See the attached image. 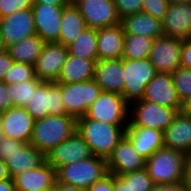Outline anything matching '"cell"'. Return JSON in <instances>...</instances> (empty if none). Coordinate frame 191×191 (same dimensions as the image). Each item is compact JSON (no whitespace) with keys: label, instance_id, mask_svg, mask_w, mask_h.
Wrapping results in <instances>:
<instances>
[{"label":"cell","instance_id":"obj_34","mask_svg":"<svg viewBox=\"0 0 191 191\" xmlns=\"http://www.w3.org/2000/svg\"><path fill=\"white\" fill-rule=\"evenodd\" d=\"M36 77L34 66L27 63L15 62L6 72L3 82L8 84L32 80Z\"/></svg>","mask_w":191,"mask_h":191},{"label":"cell","instance_id":"obj_49","mask_svg":"<svg viewBox=\"0 0 191 191\" xmlns=\"http://www.w3.org/2000/svg\"><path fill=\"white\" fill-rule=\"evenodd\" d=\"M34 3L48 4L54 6H68L71 0H34Z\"/></svg>","mask_w":191,"mask_h":191},{"label":"cell","instance_id":"obj_39","mask_svg":"<svg viewBox=\"0 0 191 191\" xmlns=\"http://www.w3.org/2000/svg\"><path fill=\"white\" fill-rule=\"evenodd\" d=\"M22 144L23 142L18 140L2 137L0 139V159L5 161Z\"/></svg>","mask_w":191,"mask_h":191},{"label":"cell","instance_id":"obj_30","mask_svg":"<svg viewBox=\"0 0 191 191\" xmlns=\"http://www.w3.org/2000/svg\"><path fill=\"white\" fill-rule=\"evenodd\" d=\"M67 48L74 57L97 60V29L87 27Z\"/></svg>","mask_w":191,"mask_h":191},{"label":"cell","instance_id":"obj_46","mask_svg":"<svg viewBox=\"0 0 191 191\" xmlns=\"http://www.w3.org/2000/svg\"><path fill=\"white\" fill-rule=\"evenodd\" d=\"M51 191H85V190L74 185L55 181V184Z\"/></svg>","mask_w":191,"mask_h":191},{"label":"cell","instance_id":"obj_48","mask_svg":"<svg viewBox=\"0 0 191 191\" xmlns=\"http://www.w3.org/2000/svg\"><path fill=\"white\" fill-rule=\"evenodd\" d=\"M0 191H17L14 180L10 177L0 181Z\"/></svg>","mask_w":191,"mask_h":191},{"label":"cell","instance_id":"obj_11","mask_svg":"<svg viewBox=\"0 0 191 191\" xmlns=\"http://www.w3.org/2000/svg\"><path fill=\"white\" fill-rule=\"evenodd\" d=\"M182 39L162 35L153 40L149 60L156 72L173 73L181 64Z\"/></svg>","mask_w":191,"mask_h":191},{"label":"cell","instance_id":"obj_35","mask_svg":"<svg viewBox=\"0 0 191 191\" xmlns=\"http://www.w3.org/2000/svg\"><path fill=\"white\" fill-rule=\"evenodd\" d=\"M171 76L178 97L183 102L186 98L191 96V69L178 67L171 73Z\"/></svg>","mask_w":191,"mask_h":191},{"label":"cell","instance_id":"obj_32","mask_svg":"<svg viewBox=\"0 0 191 191\" xmlns=\"http://www.w3.org/2000/svg\"><path fill=\"white\" fill-rule=\"evenodd\" d=\"M42 81L36 76L32 80H26L24 82L12 83L7 85V92L13 103V106L26 107L30 103L33 90Z\"/></svg>","mask_w":191,"mask_h":191},{"label":"cell","instance_id":"obj_54","mask_svg":"<svg viewBox=\"0 0 191 191\" xmlns=\"http://www.w3.org/2000/svg\"><path fill=\"white\" fill-rule=\"evenodd\" d=\"M4 137V133H3V128H2V121H1V116H0V139Z\"/></svg>","mask_w":191,"mask_h":191},{"label":"cell","instance_id":"obj_19","mask_svg":"<svg viewBox=\"0 0 191 191\" xmlns=\"http://www.w3.org/2000/svg\"><path fill=\"white\" fill-rule=\"evenodd\" d=\"M165 36L186 39L191 36V3L171 4L162 20Z\"/></svg>","mask_w":191,"mask_h":191},{"label":"cell","instance_id":"obj_8","mask_svg":"<svg viewBox=\"0 0 191 191\" xmlns=\"http://www.w3.org/2000/svg\"><path fill=\"white\" fill-rule=\"evenodd\" d=\"M34 120L48 115L65 114L61 98V83L42 81L32 92L30 103L25 107Z\"/></svg>","mask_w":191,"mask_h":191},{"label":"cell","instance_id":"obj_50","mask_svg":"<svg viewBox=\"0 0 191 191\" xmlns=\"http://www.w3.org/2000/svg\"><path fill=\"white\" fill-rule=\"evenodd\" d=\"M10 178L6 162L0 159V181Z\"/></svg>","mask_w":191,"mask_h":191},{"label":"cell","instance_id":"obj_31","mask_svg":"<svg viewBox=\"0 0 191 191\" xmlns=\"http://www.w3.org/2000/svg\"><path fill=\"white\" fill-rule=\"evenodd\" d=\"M152 38L139 35H125L122 59H147L150 55Z\"/></svg>","mask_w":191,"mask_h":191},{"label":"cell","instance_id":"obj_41","mask_svg":"<svg viewBox=\"0 0 191 191\" xmlns=\"http://www.w3.org/2000/svg\"><path fill=\"white\" fill-rule=\"evenodd\" d=\"M180 67L191 69V38L183 40Z\"/></svg>","mask_w":191,"mask_h":191},{"label":"cell","instance_id":"obj_23","mask_svg":"<svg viewBox=\"0 0 191 191\" xmlns=\"http://www.w3.org/2000/svg\"><path fill=\"white\" fill-rule=\"evenodd\" d=\"M13 180L17 191H51L56 181V169L46 161L38 168L23 172Z\"/></svg>","mask_w":191,"mask_h":191},{"label":"cell","instance_id":"obj_28","mask_svg":"<svg viewBox=\"0 0 191 191\" xmlns=\"http://www.w3.org/2000/svg\"><path fill=\"white\" fill-rule=\"evenodd\" d=\"M87 29L86 22L80 11L71 2L64 8L61 21L59 43L67 46L75 41Z\"/></svg>","mask_w":191,"mask_h":191},{"label":"cell","instance_id":"obj_51","mask_svg":"<svg viewBox=\"0 0 191 191\" xmlns=\"http://www.w3.org/2000/svg\"><path fill=\"white\" fill-rule=\"evenodd\" d=\"M181 111L183 113H186L188 115H191V96H189L188 98H186L183 102H182V109Z\"/></svg>","mask_w":191,"mask_h":191},{"label":"cell","instance_id":"obj_36","mask_svg":"<svg viewBox=\"0 0 191 191\" xmlns=\"http://www.w3.org/2000/svg\"><path fill=\"white\" fill-rule=\"evenodd\" d=\"M114 5L120 19L143 10V0H114Z\"/></svg>","mask_w":191,"mask_h":191},{"label":"cell","instance_id":"obj_40","mask_svg":"<svg viewBox=\"0 0 191 191\" xmlns=\"http://www.w3.org/2000/svg\"><path fill=\"white\" fill-rule=\"evenodd\" d=\"M85 191H113V174L108 173Z\"/></svg>","mask_w":191,"mask_h":191},{"label":"cell","instance_id":"obj_22","mask_svg":"<svg viewBox=\"0 0 191 191\" xmlns=\"http://www.w3.org/2000/svg\"><path fill=\"white\" fill-rule=\"evenodd\" d=\"M94 80L102 91L123 95V59L98 60L95 66Z\"/></svg>","mask_w":191,"mask_h":191},{"label":"cell","instance_id":"obj_14","mask_svg":"<svg viewBox=\"0 0 191 191\" xmlns=\"http://www.w3.org/2000/svg\"><path fill=\"white\" fill-rule=\"evenodd\" d=\"M68 54L67 46L61 43H45L34 65L35 75L41 81L56 82Z\"/></svg>","mask_w":191,"mask_h":191},{"label":"cell","instance_id":"obj_15","mask_svg":"<svg viewBox=\"0 0 191 191\" xmlns=\"http://www.w3.org/2000/svg\"><path fill=\"white\" fill-rule=\"evenodd\" d=\"M146 160L134 149L131 140L124 135L107 160L108 173L115 176L145 168Z\"/></svg>","mask_w":191,"mask_h":191},{"label":"cell","instance_id":"obj_45","mask_svg":"<svg viewBox=\"0 0 191 191\" xmlns=\"http://www.w3.org/2000/svg\"><path fill=\"white\" fill-rule=\"evenodd\" d=\"M183 183L191 191V153L186 156Z\"/></svg>","mask_w":191,"mask_h":191},{"label":"cell","instance_id":"obj_52","mask_svg":"<svg viewBox=\"0 0 191 191\" xmlns=\"http://www.w3.org/2000/svg\"><path fill=\"white\" fill-rule=\"evenodd\" d=\"M171 4L191 3V0H168Z\"/></svg>","mask_w":191,"mask_h":191},{"label":"cell","instance_id":"obj_33","mask_svg":"<svg viewBox=\"0 0 191 191\" xmlns=\"http://www.w3.org/2000/svg\"><path fill=\"white\" fill-rule=\"evenodd\" d=\"M118 176L128 183V191H151L155 185L146 168Z\"/></svg>","mask_w":191,"mask_h":191},{"label":"cell","instance_id":"obj_1","mask_svg":"<svg viewBox=\"0 0 191 191\" xmlns=\"http://www.w3.org/2000/svg\"><path fill=\"white\" fill-rule=\"evenodd\" d=\"M128 125H112L82 116L77 119V131L83 137L93 155L105 160L126 134Z\"/></svg>","mask_w":191,"mask_h":191},{"label":"cell","instance_id":"obj_9","mask_svg":"<svg viewBox=\"0 0 191 191\" xmlns=\"http://www.w3.org/2000/svg\"><path fill=\"white\" fill-rule=\"evenodd\" d=\"M129 107L121 94L102 91L85 116L112 125H128Z\"/></svg>","mask_w":191,"mask_h":191},{"label":"cell","instance_id":"obj_38","mask_svg":"<svg viewBox=\"0 0 191 191\" xmlns=\"http://www.w3.org/2000/svg\"><path fill=\"white\" fill-rule=\"evenodd\" d=\"M169 5L168 0H143L142 12L151 14L154 18L163 20Z\"/></svg>","mask_w":191,"mask_h":191},{"label":"cell","instance_id":"obj_25","mask_svg":"<svg viewBox=\"0 0 191 191\" xmlns=\"http://www.w3.org/2000/svg\"><path fill=\"white\" fill-rule=\"evenodd\" d=\"M132 142L134 149L147 160L154 152L164 147L163 131L139 127L127 126L125 134Z\"/></svg>","mask_w":191,"mask_h":191},{"label":"cell","instance_id":"obj_47","mask_svg":"<svg viewBox=\"0 0 191 191\" xmlns=\"http://www.w3.org/2000/svg\"><path fill=\"white\" fill-rule=\"evenodd\" d=\"M113 191H128V183L113 174Z\"/></svg>","mask_w":191,"mask_h":191},{"label":"cell","instance_id":"obj_43","mask_svg":"<svg viewBox=\"0 0 191 191\" xmlns=\"http://www.w3.org/2000/svg\"><path fill=\"white\" fill-rule=\"evenodd\" d=\"M14 60L8 50L0 53V81H3L6 72L12 67Z\"/></svg>","mask_w":191,"mask_h":191},{"label":"cell","instance_id":"obj_21","mask_svg":"<svg viewBox=\"0 0 191 191\" xmlns=\"http://www.w3.org/2000/svg\"><path fill=\"white\" fill-rule=\"evenodd\" d=\"M47 161L46 155L30 143H23L5 160L12 179L33 170Z\"/></svg>","mask_w":191,"mask_h":191},{"label":"cell","instance_id":"obj_4","mask_svg":"<svg viewBox=\"0 0 191 191\" xmlns=\"http://www.w3.org/2000/svg\"><path fill=\"white\" fill-rule=\"evenodd\" d=\"M108 174L107 160L92 155L56 170V181L86 190Z\"/></svg>","mask_w":191,"mask_h":191},{"label":"cell","instance_id":"obj_10","mask_svg":"<svg viewBox=\"0 0 191 191\" xmlns=\"http://www.w3.org/2000/svg\"><path fill=\"white\" fill-rule=\"evenodd\" d=\"M87 27L99 29L121 23L114 0H73Z\"/></svg>","mask_w":191,"mask_h":191},{"label":"cell","instance_id":"obj_37","mask_svg":"<svg viewBox=\"0 0 191 191\" xmlns=\"http://www.w3.org/2000/svg\"><path fill=\"white\" fill-rule=\"evenodd\" d=\"M34 0H0V18L13 14L20 9H31Z\"/></svg>","mask_w":191,"mask_h":191},{"label":"cell","instance_id":"obj_42","mask_svg":"<svg viewBox=\"0 0 191 191\" xmlns=\"http://www.w3.org/2000/svg\"><path fill=\"white\" fill-rule=\"evenodd\" d=\"M13 106V103L7 92V84L0 81V114L7 111Z\"/></svg>","mask_w":191,"mask_h":191},{"label":"cell","instance_id":"obj_12","mask_svg":"<svg viewBox=\"0 0 191 191\" xmlns=\"http://www.w3.org/2000/svg\"><path fill=\"white\" fill-rule=\"evenodd\" d=\"M66 6H54L48 4L34 3L32 13L35 23L36 34L45 43H59L61 21Z\"/></svg>","mask_w":191,"mask_h":191},{"label":"cell","instance_id":"obj_26","mask_svg":"<svg viewBox=\"0 0 191 191\" xmlns=\"http://www.w3.org/2000/svg\"><path fill=\"white\" fill-rule=\"evenodd\" d=\"M125 35H139L152 39L163 34L162 21L151 14L139 12L121 19Z\"/></svg>","mask_w":191,"mask_h":191},{"label":"cell","instance_id":"obj_13","mask_svg":"<svg viewBox=\"0 0 191 191\" xmlns=\"http://www.w3.org/2000/svg\"><path fill=\"white\" fill-rule=\"evenodd\" d=\"M0 34L6 48L36 34L31 9H20L13 14L0 18Z\"/></svg>","mask_w":191,"mask_h":191},{"label":"cell","instance_id":"obj_27","mask_svg":"<svg viewBox=\"0 0 191 191\" xmlns=\"http://www.w3.org/2000/svg\"><path fill=\"white\" fill-rule=\"evenodd\" d=\"M97 61L68 54L56 83H80L94 79Z\"/></svg>","mask_w":191,"mask_h":191},{"label":"cell","instance_id":"obj_2","mask_svg":"<svg viewBox=\"0 0 191 191\" xmlns=\"http://www.w3.org/2000/svg\"><path fill=\"white\" fill-rule=\"evenodd\" d=\"M77 131V118L68 115H48L35 120L30 144L47 155Z\"/></svg>","mask_w":191,"mask_h":191},{"label":"cell","instance_id":"obj_5","mask_svg":"<svg viewBox=\"0 0 191 191\" xmlns=\"http://www.w3.org/2000/svg\"><path fill=\"white\" fill-rule=\"evenodd\" d=\"M129 106L128 126H139L165 131L178 111L155 102L138 100Z\"/></svg>","mask_w":191,"mask_h":191},{"label":"cell","instance_id":"obj_7","mask_svg":"<svg viewBox=\"0 0 191 191\" xmlns=\"http://www.w3.org/2000/svg\"><path fill=\"white\" fill-rule=\"evenodd\" d=\"M102 93L94 79L80 83H61V98L65 114L75 118L85 116L89 107Z\"/></svg>","mask_w":191,"mask_h":191},{"label":"cell","instance_id":"obj_6","mask_svg":"<svg viewBox=\"0 0 191 191\" xmlns=\"http://www.w3.org/2000/svg\"><path fill=\"white\" fill-rule=\"evenodd\" d=\"M124 90L123 98L130 105L141 100L146 85L157 73L155 67L147 59H123Z\"/></svg>","mask_w":191,"mask_h":191},{"label":"cell","instance_id":"obj_44","mask_svg":"<svg viewBox=\"0 0 191 191\" xmlns=\"http://www.w3.org/2000/svg\"><path fill=\"white\" fill-rule=\"evenodd\" d=\"M151 191H188L184 183L154 185Z\"/></svg>","mask_w":191,"mask_h":191},{"label":"cell","instance_id":"obj_24","mask_svg":"<svg viewBox=\"0 0 191 191\" xmlns=\"http://www.w3.org/2000/svg\"><path fill=\"white\" fill-rule=\"evenodd\" d=\"M122 24L97 29V60L120 59L124 52Z\"/></svg>","mask_w":191,"mask_h":191},{"label":"cell","instance_id":"obj_16","mask_svg":"<svg viewBox=\"0 0 191 191\" xmlns=\"http://www.w3.org/2000/svg\"><path fill=\"white\" fill-rule=\"evenodd\" d=\"M89 145L76 131L64 142L54 147L47 155V162L56 170L63 166L91 157Z\"/></svg>","mask_w":191,"mask_h":191},{"label":"cell","instance_id":"obj_53","mask_svg":"<svg viewBox=\"0 0 191 191\" xmlns=\"http://www.w3.org/2000/svg\"><path fill=\"white\" fill-rule=\"evenodd\" d=\"M5 50H7V48H6L4 41H3L1 34H0V53L4 52Z\"/></svg>","mask_w":191,"mask_h":191},{"label":"cell","instance_id":"obj_29","mask_svg":"<svg viewBox=\"0 0 191 191\" xmlns=\"http://www.w3.org/2000/svg\"><path fill=\"white\" fill-rule=\"evenodd\" d=\"M45 42L37 35L24 38L7 48L11 58L15 62H22L35 65L41 55Z\"/></svg>","mask_w":191,"mask_h":191},{"label":"cell","instance_id":"obj_17","mask_svg":"<svg viewBox=\"0 0 191 191\" xmlns=\"http://www.w3.org/2000/svg\"><path fill=\"white\" fill-rule=\"evenodd\" d=\"M141 100L175 108L178 112L182 109V101L173 85L171 73L157 72L154 78L146 85L144 96Z\"/></svg>","mask_w":191,"mask_h":191},{"label":"cell","instance_id":"obj_18","mask_svg":"<svg viewBox=\"0 0 191 191\" xmlns=\"http://www.w3.org/2000/svg\"><path fill=\"white\" fill-rule=\"evenodd\" d=\"M6 138L30 143L35 120L24 107L14 106L0 114Z\"/></svg>","mask_w":191,"mask_h":191},{"label":"cell","instance_id":"obj_20","mask_svg":"<svg viewBox=\"0 0 191 191\" xmlns=\"http://www.w3.org/2000/svg\"><path fill=\"white\" fill-rule=\"evenodd\" d=\"M164 147L185 154L191 153V115L179 111L163 132Z\"/></svg>","mask_w":191,"mask_h":191},{"label":"cell","instance_id":"obj_3","mask_svg":"<svg viewBox=\"0 0 191 191\" xmlns=\"http://www.w3.org/2000/svg\"><path fill=\"white\" fill-rule=\"evenodd\" d=\"M187 154L162 147L147 160L145 168L155 185L183 182Z\"/></svg>","mask_w":191,"mask_h":191}]
</instances>
